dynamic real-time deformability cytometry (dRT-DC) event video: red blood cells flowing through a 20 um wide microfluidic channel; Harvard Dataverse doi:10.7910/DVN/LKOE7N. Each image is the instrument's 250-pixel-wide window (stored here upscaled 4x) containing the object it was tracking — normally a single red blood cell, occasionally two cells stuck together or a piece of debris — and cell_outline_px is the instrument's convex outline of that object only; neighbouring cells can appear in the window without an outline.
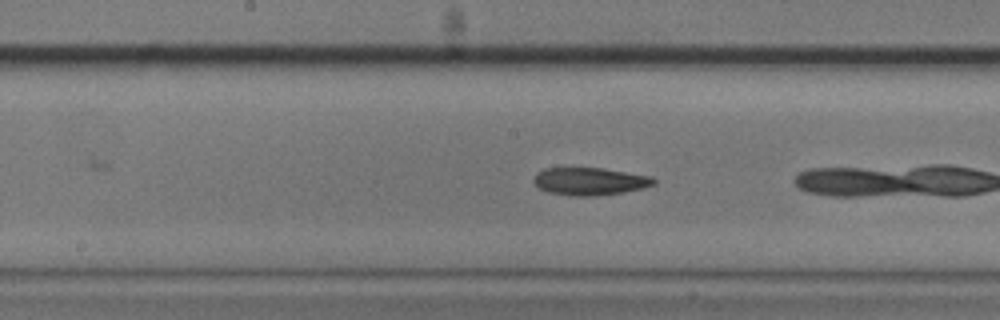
{"species": "common noctule bat (a hibernating species)", "species_latin": "Nyctalus noctula", "temperature_condition": "cold", "stored_images_in_passage": 11, "camera_frame_rate_fps": 3000, "um_per_image_px": 0.085, "animal": {"sex": "male", "body_mass_g": 20.5, "forearm_length_mm": 52.5}, "frame": {"image": 1, "passage_image": 10, "time_ms": 3.0, "image_size_px": [1000, 320], "cell_outline_px": [[656, 184], [644, 188], [624, 192], [592, 196], [572, 196], [548, 192], [540, 188], [532, 180], [536, 172], [544, 168], [604, 168], [652, 176], [656, 180]], "centroid_in_image_um": [50.15, 15.41], "position_along_channel_um": 198.0, "area_um2": 19.48}}